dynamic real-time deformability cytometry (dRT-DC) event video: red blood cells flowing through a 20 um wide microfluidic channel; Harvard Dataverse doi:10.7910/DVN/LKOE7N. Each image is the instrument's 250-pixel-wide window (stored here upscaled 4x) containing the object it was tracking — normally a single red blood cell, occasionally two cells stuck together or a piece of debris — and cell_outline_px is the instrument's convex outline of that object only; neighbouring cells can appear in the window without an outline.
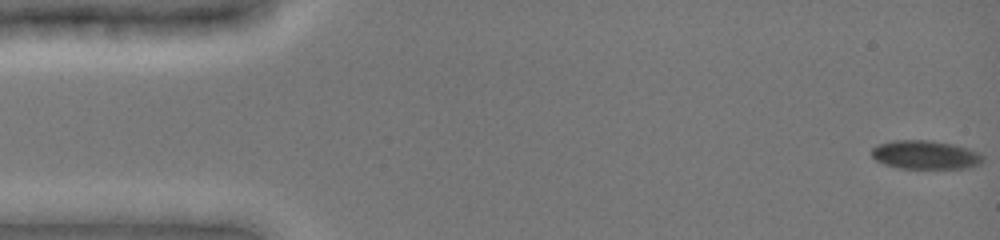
{"species": "common noctule bat (a hibernating species)", "species_latin": "Nyctalus noctula", "temperature_condition": "cold", "stored_images_in_passage": 57, "camera_frame_rate_fps": 3000, "um_per_image_px": 0.085, "animal": {"sex": "female", "body_mass_g": 19.0, "forearm_length_mm": 51.5}, "frame": {"image": 1, "passage_image": 1, "time_ms": 0.0, "image_size_px": [1000, 240], "cell_outline_px": [[984, 160], [980, 164], [968, 168], [900, 168], [884, 164], [876, 160], [872, 156], [872, 148], [876, 144], [892, 140], [928, 140], [952, 144], [968, 148], [980, 152], [984, 156]], "centroid_in_image_um": [78.67, 13.15], "position_along_channel_um": 6.3, "area_um2": 18.73}}
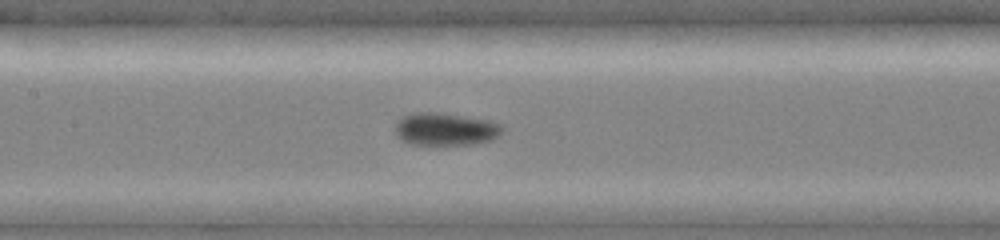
{"frame": {"image": 2, "passage_image": 28, "time_ms": 7.333, "image_size_px": [1000, 240], "cell_outline_px": [[504, 128], [500, 136], [492, 140], [472, 144], [412, 144], [400, 140], [396, 136], [396, 120], [412, 112], [436, 112], [488, 120], [500, 124]], "centroid_in_image_um": [37.85, 10.97], "position_along_channel_um": 169.5, "area_um2": 20.4}}
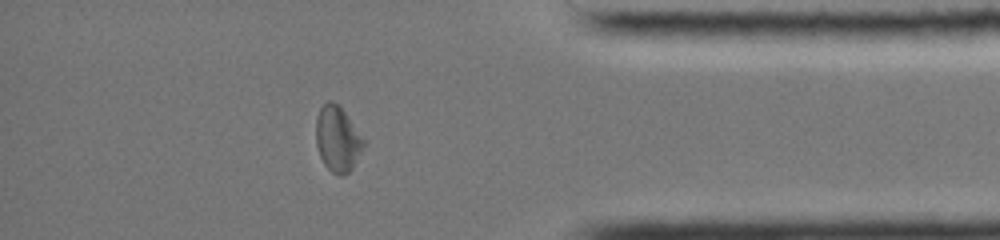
{"frame": {"image": 3, "passage_image": 50, "time_ms": 13.667, "image_size_px": [1000, 240], "cell_outline_px": [[364, 148], [352, 168], [344, 176], [336, 176], [324, 164], [320, 156], [316, 144], [316, 116], [320, 108], [328, 100], [332, 100], [344, 112], [364, 140]], "centroid_in_image_um": [28.67, 11.84], "position_along_channel_um": 406.5, "area_um2": 17.98}, "authors_computed_cell_mechanics": {"area_um2": 19.0162, "velocity_mm_per_s": 3.9474, "shape_relaxation_time_tau1_ms": 8.5668, "shape_relaxation_time_tau2_ms": 5.1347, "deformation_change_tau1": 0.1367, "deformation_change_tau2": 0.0773}}